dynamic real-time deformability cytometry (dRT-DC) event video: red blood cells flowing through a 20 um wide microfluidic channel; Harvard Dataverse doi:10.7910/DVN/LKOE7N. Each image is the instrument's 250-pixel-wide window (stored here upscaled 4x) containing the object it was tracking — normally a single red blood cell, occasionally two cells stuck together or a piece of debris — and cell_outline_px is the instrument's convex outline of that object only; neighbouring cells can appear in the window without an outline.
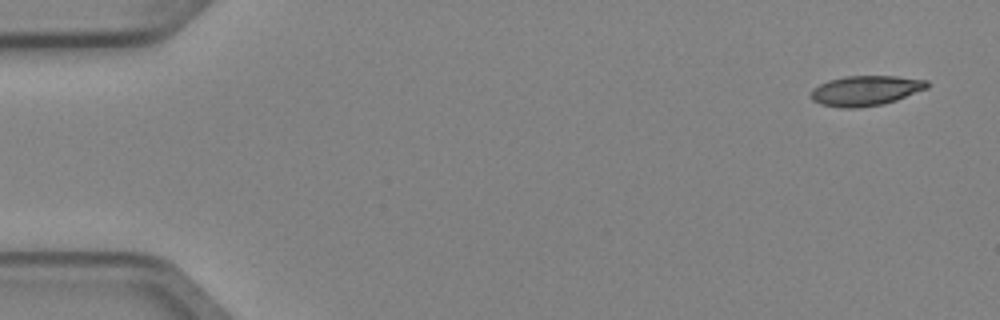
{"species": "Egyptian fruit bat (a non-hibernating species)", "species_latin": "Rousettus aegyptiacus", "temperature_condition": "cold", "stored_images_in_passage": 5, "camera_frame_rate_fps": 3000, "um_per_image_px": 0.085, "animal": {"sex": "female"}, "frame": {"image": 1, "passage_image": 1, "time_ms": 0.0, "image_size_px": [1000, 320], "cell_outline_px": [[932, 84], [928, 88], [896, 100], [884, 104], [860, 108], [840, 108], [820, 104], [812, 100], [812, 88], [828, 80], [844, 76], [896, 76], [928, 80]], "centroid_in_image_um": [73.6, 7.7], "position_along_channel_um": 11.4, "area_um2": 20.58}}